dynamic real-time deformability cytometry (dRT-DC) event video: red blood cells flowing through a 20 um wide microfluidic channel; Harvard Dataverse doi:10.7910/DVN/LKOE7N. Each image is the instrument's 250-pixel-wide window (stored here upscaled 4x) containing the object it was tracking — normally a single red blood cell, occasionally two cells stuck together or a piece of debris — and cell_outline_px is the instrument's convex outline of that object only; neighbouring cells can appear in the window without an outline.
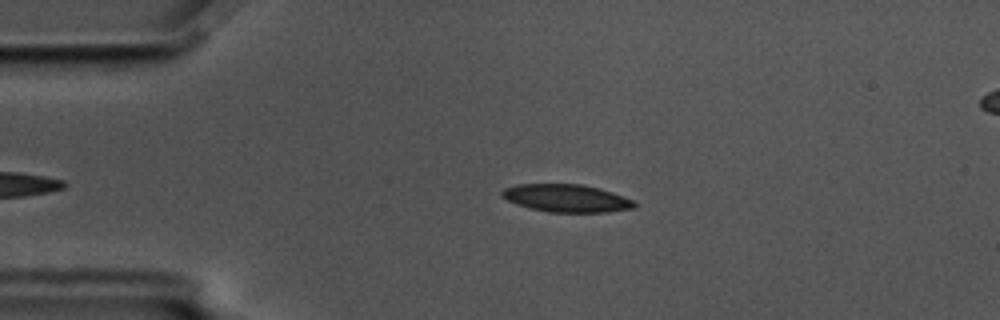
{"species": "common noctule bat (a hibernating species)", "species_latin": "Nyctalus noctula", "temperature_condition": "cold", "stored_images_in_passage": 45, "camera_frame_rate_fps": 3000, "um_per_image_px": 0.085, "animal": {"sex": "male", "body_mass_g": 17.5, "forearm_length_mm": 52.3}, "frame": {"image": 1, "passage_image": 6, "time_ms": 1.667, "image_size_px": [1000, 320], "cell_outline_px": [[636, 208], [608, 212], [548, 212], [516, 204], [500, 196], [500, 192], [504, 188], [516, 184], [580, 184], [600, 188], [624, 196], [632, 200], [636, 204]], "centroid_in_image_um": [48.15, 16.84], "position_along_channel_um": 36.9, "area_um2": 21.44}}
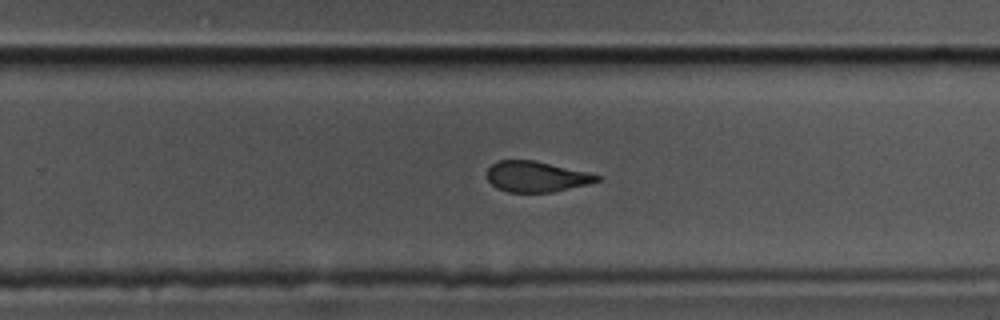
{"frame": {"image": 2, "passage_image": 30, "time_ms": 9.667, "image_size_px": [1000, 320], "cell_outline_px": [[604, 176], [600, 180], [588, 184], [552, 192], [508, 192], [496, 188], [488, 180], [488, 168], [496, 160], [536, 160], [588, 172]], "centroid_in_image_um": [45.61, 15.0], "position_along_channel_um": 284.2, "area_um2": 19.77}}
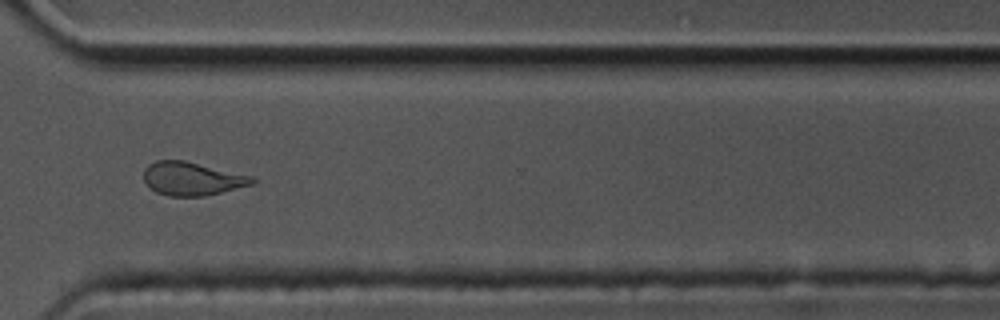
{"frame": {"image": 3, "passage_image": 36, "time_ms": 11.667, "image_size_px": [1000, 320], "cell_outline_px": [[256, 180], [252, 184], [204, 196], [168, 196], [156, 192], [144, 180], [144, 168], [148, 164], [156, 160], [184, 160], [252, 176]], "centroid_in_image_um": [16.29, 15.18], "position_along_channel_um": 354.3, "area_um2": 20.87}, "authors_computed_cell_mechanics": {"area_um2": 21.9062, "velocity_mm_per_s": 3.4913, "shape_relaxation_time_tau1_ms": 6.2033, "shape_relaxation_time_tau2_ms": 2.7323, "deformation_change_tau1": 0.1574, "deformation_change_tau2": 0.0965}}